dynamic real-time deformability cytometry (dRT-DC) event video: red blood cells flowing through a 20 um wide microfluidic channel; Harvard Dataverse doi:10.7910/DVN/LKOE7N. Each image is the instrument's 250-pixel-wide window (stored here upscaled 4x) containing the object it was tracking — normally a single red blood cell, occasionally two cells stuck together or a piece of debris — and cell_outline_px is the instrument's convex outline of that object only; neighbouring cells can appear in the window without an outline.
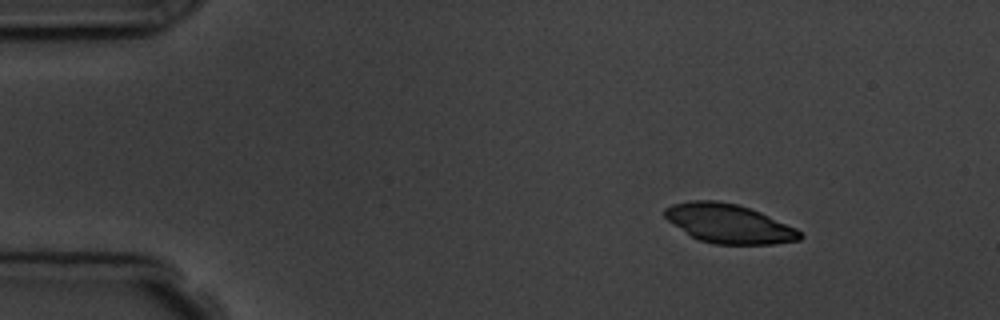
{"species": "common noctule bat (a hibernating species)", "species_latin": "Nyctalus noctula", "temperature_condition": "room temperature", "stored_images_in_passage": 7, "camera_frame_rate_fps": 3000, "um_per_image_px": 0.085, "animal": {"sex": "male", "body_mass_g": 19.5, "forearm_length_mm": 54.6}, "frame": {"image": 1, "passage_image": 1, "time_ms": 0.0, "image_size_px": [1000, 320], "cell_outline_px": [[804, 236], [800, 240], [772, 244], [712, 244], [700, 240], [692, 236], [672, 224], [664, 216], [664, 208], [672, 204], [692, 200], [716, 200], [736, 204], [760, 212], [796, 228]], "centroid_in_image_um": [61.94, 19.0], "position_along_channel_um": 23.1, "area_um2": 30.63}}